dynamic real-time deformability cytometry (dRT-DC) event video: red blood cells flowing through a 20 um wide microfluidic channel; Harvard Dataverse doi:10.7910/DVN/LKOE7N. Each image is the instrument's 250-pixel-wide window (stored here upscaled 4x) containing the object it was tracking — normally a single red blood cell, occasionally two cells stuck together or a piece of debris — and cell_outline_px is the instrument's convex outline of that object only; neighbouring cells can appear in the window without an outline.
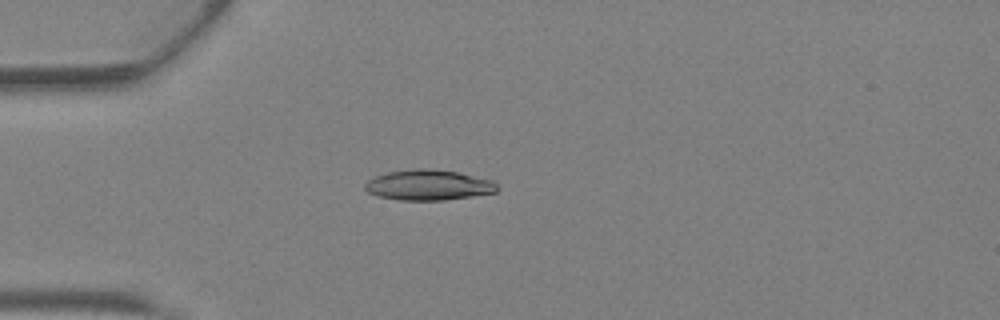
{"species": "Egyptian fruit bat (a non-hibernating species)", "species_latin": "Rousettus aegyptiacus", "temperature_condition": "warm", "stored_images_in_passage": 29, "camera_frame_rate_fps": 3000, "um_per_image_px": 0.085, "animal": {"sex": "female"}, "frame": {"image": 1, "passage_image": 4, "time_ms": 1.0, "image_size_px": [1000, 320], "cell_outline_px": [[500, 188], [496, 192], [472, 196], [444, 200], [400, 200], [376, 196], [368, 192], [364, 188], [364, 184], [368, 180], [376, 176], [388, 172], [416, 168], [424, 168], [456, 172], [492, 180]], "centroid_in_image_um": [36.4, 15.73], "position_along_channel_um": 48.6, "area_um2": 23.35}}
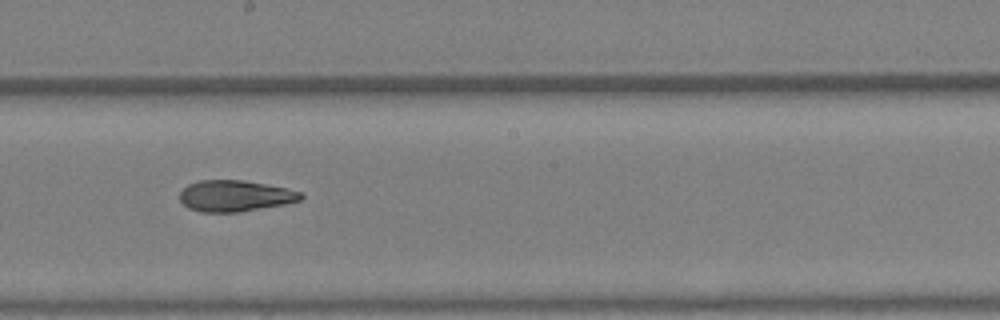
{"frame": {"image": 2, "passage_image": 16, "time_ms": 5.0, "image_size_px": [1000, 320], "cell_outline_px": [[304, 196], [300, 200], [284, 204], [240, 212], [200, 212], [188, 208], [180, 200], [180, 192], [188, 184], [200, 180], [244, 180], [288, 188], [300, 192]], "centroid_in_image_um": [19.97, 16.65], "position_along_channel_um": 228.2, "area_um2": 22.02}}
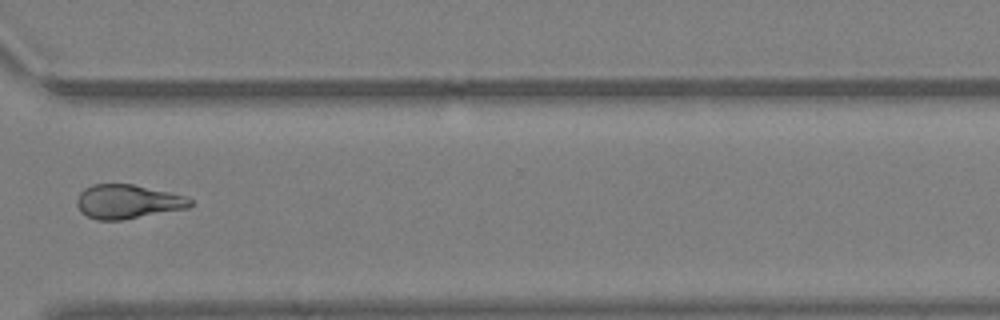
{"frame": {"image": 3, "passage_image": 24, "time_ms": 7.667, "image_size_px": [1000, 320], "cell_outline_px": [[192, 204], [188, 208], [120, 220], [96, 220], [80, 212], [76, 204], [76, 200], [80, 192], [84, 188], [92, 184], [132, 184], [188, 196], [192, 200]], "centroid_in_image_um": [10.83, 17.13], "position_along_channel_um": 359.8, "area_um2": 22.54}, "authors_computed_cell_mechanics": {"area_um2": 22.7732, "velocity_mm_per_s": 4.9355, "shape_relaxation_time_tau1_ms": 7.2589, "shape_relaxation_time_tau2_ms": 3.4188, "deformation_change_tau1": 0.2247, "deformation_change_tau2": 0.1088}}